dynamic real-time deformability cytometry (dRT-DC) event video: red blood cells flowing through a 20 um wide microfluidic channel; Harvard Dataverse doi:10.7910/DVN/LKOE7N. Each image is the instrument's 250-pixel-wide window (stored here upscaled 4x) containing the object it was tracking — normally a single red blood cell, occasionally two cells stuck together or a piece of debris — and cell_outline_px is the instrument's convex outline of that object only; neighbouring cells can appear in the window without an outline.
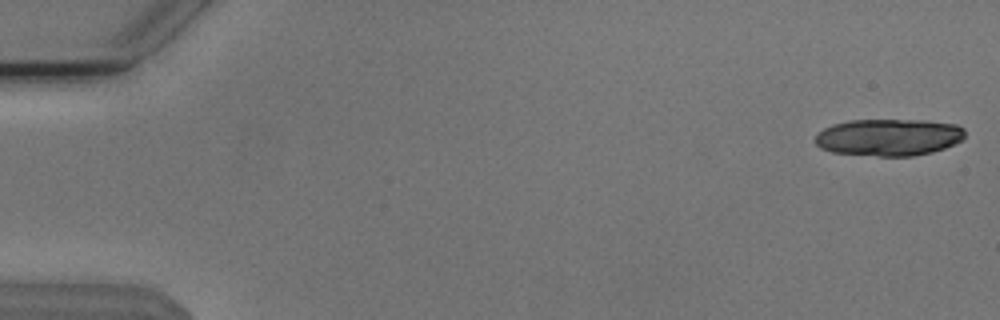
{"species": "Egyptian fruit bat (a non-hibernating species)", "species_latin": "Rousettus aegyptiacus", "temperature_condition": "cold", "stored_images_in_passage": 9, "camera_frame_rate_fps": 3000, "um_per_image_px": 0.085, "animal": {"sex": "male"}, "frame": {"image": 1, "passage_image": 1, "time_ms": 0.0, "image_size_px": [1000, 320], "cell_outline_px": [[964, 136], [960, 140], [944, 148], [932, 152], [912, 156], [880, 156], [832, 152], [820, 148], [816, 144], [816, 136], [824, 128], [832, 124], [848, 120], [924, 120], [956, 124], [964, 128]], "centroid_in_image_um": [75.53, 11.66], "position_along_channel_um": 9.5, "area_um2": 32.19}}